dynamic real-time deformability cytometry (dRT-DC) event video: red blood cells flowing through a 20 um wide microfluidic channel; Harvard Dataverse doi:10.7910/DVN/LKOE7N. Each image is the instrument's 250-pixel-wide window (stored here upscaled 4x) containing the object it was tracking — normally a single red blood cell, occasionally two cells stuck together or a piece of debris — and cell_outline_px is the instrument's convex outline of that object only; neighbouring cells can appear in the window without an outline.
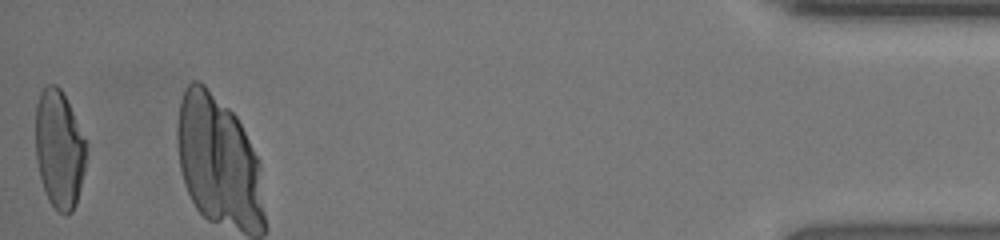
{"species": "human", "species_latin": "Homo sapiens", "temperature_condition": "room temperature", "stored_images_in_passage": 30, "camera_frame_rate_fps": 3000, "um_per_image_px": 0.085, "donor": {"sex": "female"}, "frame": {"image": 1, "passage_image": 30, "time_ms": 9.667, "image_size_px": [1000, 240], "cell_outline_px": [[84, 172], [76, 204], [72, 212], [60, 212], [48, 200], [44, 192], [36, 160], [36, 104], [40, 92], [48, 84], [56, 84], [60, 88], [72, 112], [84, 140]], "centroid_in_image_um": [4.99, 12.69], "position_along_channel_um": 430.2, "area_um2": 34.1}}